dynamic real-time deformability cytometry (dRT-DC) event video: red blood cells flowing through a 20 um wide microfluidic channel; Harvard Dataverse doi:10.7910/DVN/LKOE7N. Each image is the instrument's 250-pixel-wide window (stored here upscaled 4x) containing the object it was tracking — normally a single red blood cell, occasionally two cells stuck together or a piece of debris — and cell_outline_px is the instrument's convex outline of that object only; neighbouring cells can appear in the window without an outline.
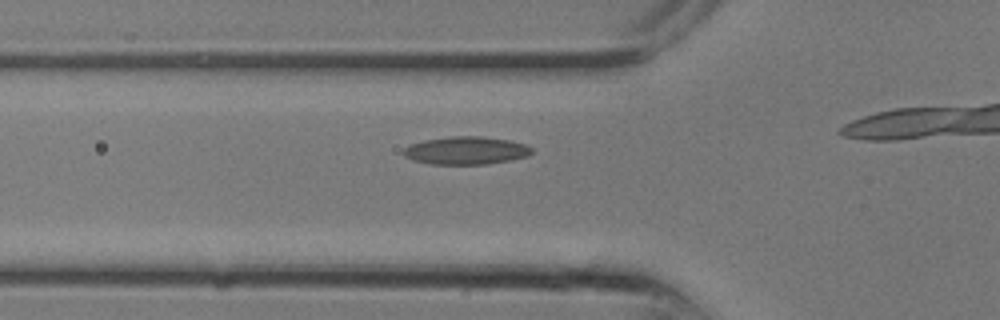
{"species": "common noctule bat (a hibernating species)", "species_latin": "Nyctalus noctula", "temperature_condition": "room temperature", "stored_images_in_passage": 9, "camera_frame_rate_fps": 3000, "um_per_image_px": 0.085, "animal": {"sex": "male", "body_mass_g": 13.3}, "frame": {"image": 1, "passage_image": 6, "time_ms": 1.667, "image_size_px": [1000, 320], "cell_outline_px": [[532, 152], [528, 156], [512, 160], [488, 164], [428, 164], [412, 160], [404, 156], [400, 152], [408, 144], [424, 140], [452, 136], [480, 136], [508, 140], [524, 144], [532, 148]], "centroid_in_image_um": [39.56, 12.8], "position_along_channel_um": 86.2, "area_um2": 21.04}}
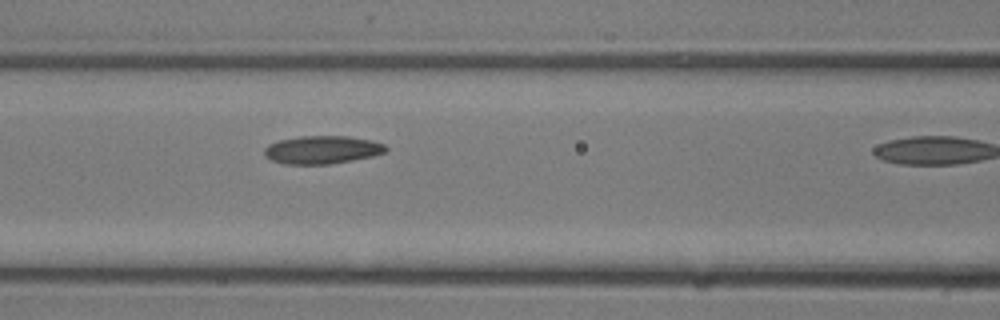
{"frame": {"image": 2, "passage_image": 8, "time_ms": 2.333, "image_size_px": [1000, 320], "cell_outline_px": [[388, 148], [384, 152], [372, 156], [352, 160], [328, 164], [284, 164], [272, 160], [264, 156], [264, 148], [268, 144], [280, 140], [300, 136], [348, 136], [372, 140], [384, 144]], "centroid_in_image_um": [27.36, 12.73], "position_along_channel_um": 139.2, "area_um2": 19.83}}